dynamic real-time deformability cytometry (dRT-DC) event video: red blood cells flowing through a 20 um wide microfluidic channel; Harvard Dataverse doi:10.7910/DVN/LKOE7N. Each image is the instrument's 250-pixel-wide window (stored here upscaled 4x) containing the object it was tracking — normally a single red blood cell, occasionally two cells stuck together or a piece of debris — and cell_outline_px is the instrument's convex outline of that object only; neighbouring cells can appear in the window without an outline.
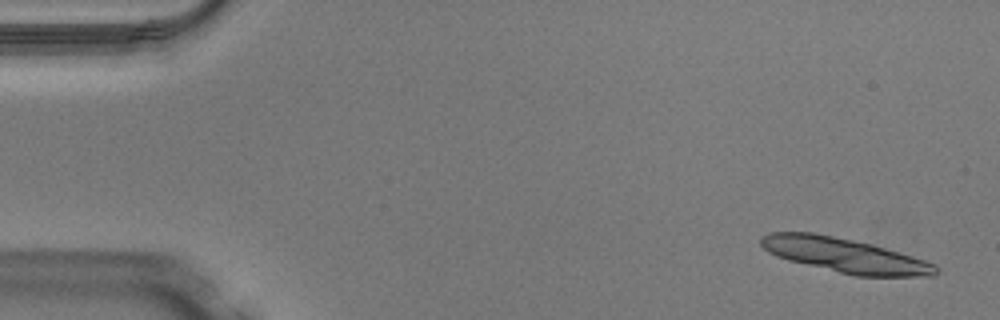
{"species": "Egyptian fruit bat (a non-hibernating species)", "species_latin": "Rousettus aegyptiacus", "temperature_condition": "warm", "stored_images_in_passage": 14, "camera_frame_rate_fps": 3000, "um_per_image_px": 0.085, "animal": {"sex": "male"}, "frame": {"image": 1, "passage_image": 2, "time_ms": 0.333, "image_size_px": [1000, 320], "cell_outline_px": [[940, 272], [932, 276], [856, 276], [788, 260], [776, 256], [768, 252], [760, 244], [760, 236], [768, 232], [812, 232], [872, 244], [924, 260], [936, 264], [940, 268]], "centroid_in_image_um": [71.79, 21.7], "position_along_channel_um": 13.2, "area_um2": 34.91}}